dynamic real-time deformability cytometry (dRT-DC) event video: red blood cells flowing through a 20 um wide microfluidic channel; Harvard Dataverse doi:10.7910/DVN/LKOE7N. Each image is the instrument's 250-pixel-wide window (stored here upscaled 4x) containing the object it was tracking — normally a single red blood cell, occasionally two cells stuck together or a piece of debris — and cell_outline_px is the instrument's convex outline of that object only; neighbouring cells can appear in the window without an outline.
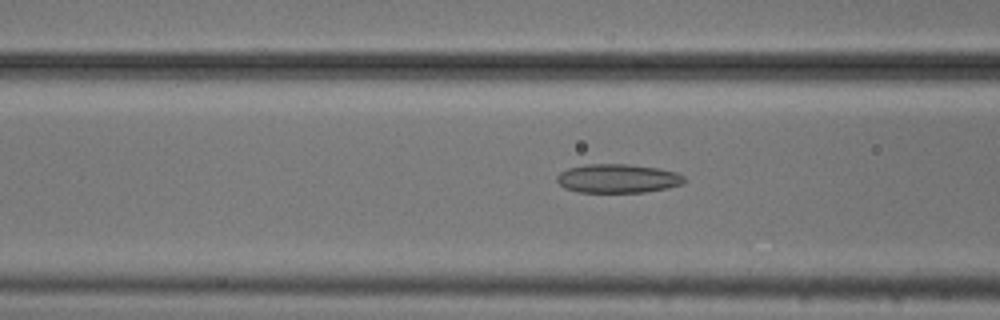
{"species": "common noctule bat (a hibernating species)", "species_latin": "Nyctalus noctula", "temperature_condition": "cold", "stored_images_in_passage": 42, "segment_of_instrument_passage": [1, 2], "camera_frame_rate_fps": 3000, "um_per_image_px": 0.085, "animal": {"sex": "male", "body_mass_g": 20.5, "forearm_length_mm": 52.5}, "frame": {"image": 1, "passage_image": 20, "time_ms": 6.333, "image_size_px": [1000, 320], "cell_outline_px": [[684, 184], [668, 188], [644, 192], [580, 192], [564, 188], [556, 180], [556, 176], [560, 172], [568, 168], [584, 164], [628, 164], [656, 168], [676, 172], [684, 176]], "centroid_in_image_um": [52.5, 15.17], "position_along_channel_um": 114.1, "area_um2": 21.44}}
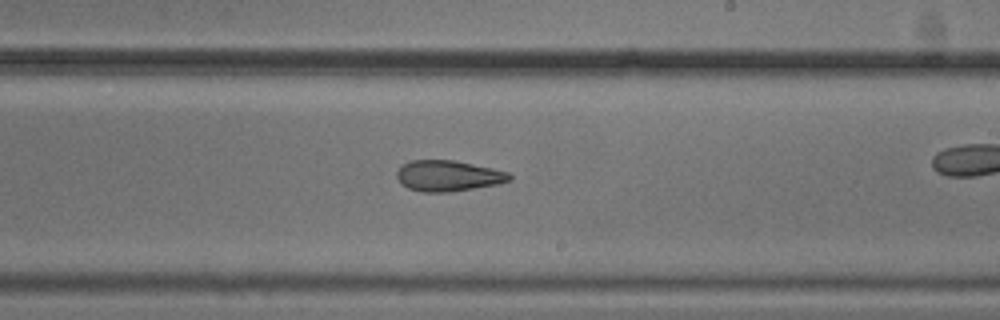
{"frame": {"image": 2, "passage_image": 31, "time_ms": 10.0, "image_size_px": [1000, 320], "cell_outline_px": [[512, 180], [500, 184], [448, 192], [424, 192], [408, 188], [396, 176], [396, 172], [404, 164], [412, 160], [452, 160], [492, 168], [508, 172], [512, 176]], "centroid_in_image_um": [38.14, 14.95], "position_along_channel_um": 250.9, "area_um2": 20.06}}
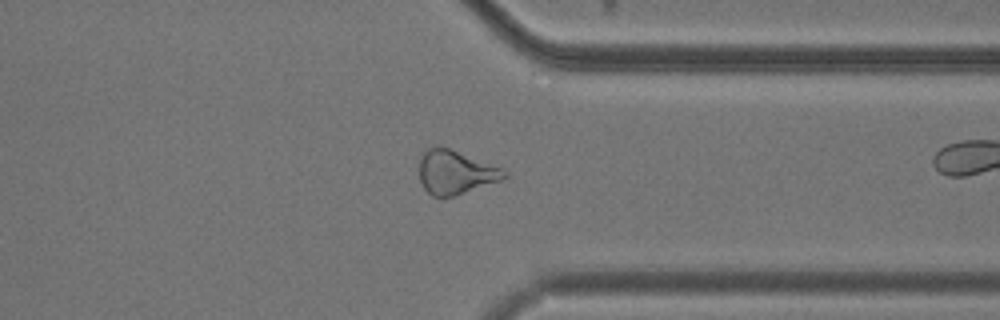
{"frame": {"image": 3, "passage_image": 41, "time_ms": 13.333, "image_size_px": [1000, 320], "cell_outline_px": [[508, 176], [504, 180], [456, 196], [432, 196], [424, 188], [420, 180], [420, 156], [428, 148], [448, 148], [504, 168], [508, 172]], "centroid_in_image_um": [38.78, 14.67], "position_along_channel_um": 372.6, "area_um2": 21.73}}